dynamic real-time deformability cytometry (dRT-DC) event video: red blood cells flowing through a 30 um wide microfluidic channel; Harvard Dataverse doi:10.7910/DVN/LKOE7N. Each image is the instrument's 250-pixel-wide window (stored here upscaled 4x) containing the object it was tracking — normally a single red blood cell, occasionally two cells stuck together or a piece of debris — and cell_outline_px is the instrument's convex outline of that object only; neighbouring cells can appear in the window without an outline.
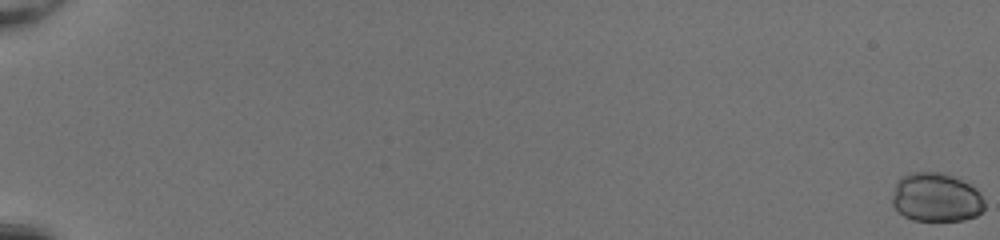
{"species": "common noctule bat (a hibernating species)", "species_latin": "Nyctalus noctula", "temperature_condition": "room temperature", "stored_images_in_passage": 54, "camera_frame_rate_fps": 3000, "um_per_image_px": 0.085, "animal": {"sex": "female", "body_mass_g": 20.0, "forearm_length_mm": 54.0}, "frame": {"image": 1, "passage_image": 1, "time_ms": 0.0, "image_size_px": [1000, 240], "cell_outline_px": [[984, 208], [976, 216], [964, 220], [912, 220], [904, 216], [892, 204], [892, 196], [896, 180], [900, 176], [912, 172], [940, 172], [952, 176], [976, 188], [980, 192], [984, 200]], "centroid_in_image_um": [79.55, 16.77], "position_along_channel_um": 5.4, "area_um2": 26.36}}
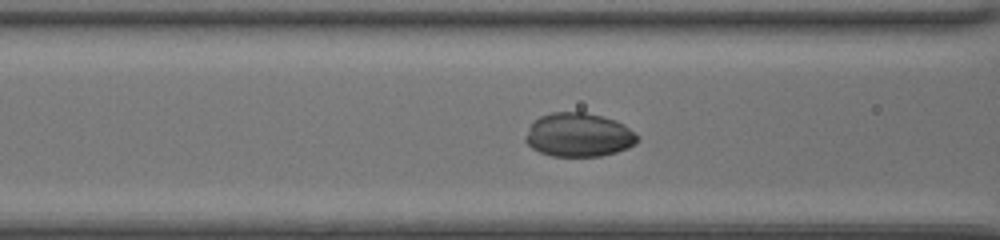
{"frame": {"image": 2, "passage_image": 26, "time_ms": 8.333, "image_size_px": [1000, 240], "cell_outline_px": [[640, 140], [636, 144], [628, 148], [616, 152], [600, 156], [552, 156], [540, 152], [532, 148], [524, 140], [524, 136], [532, 120], [540, 116], [552, 112], [584, 112], [616, 120], [624, 124], [640, 136]], "centroid_in_image_um": [49.19, 11.46], "position_along_channel_um": 117.4, "area_um2": 28.9}}
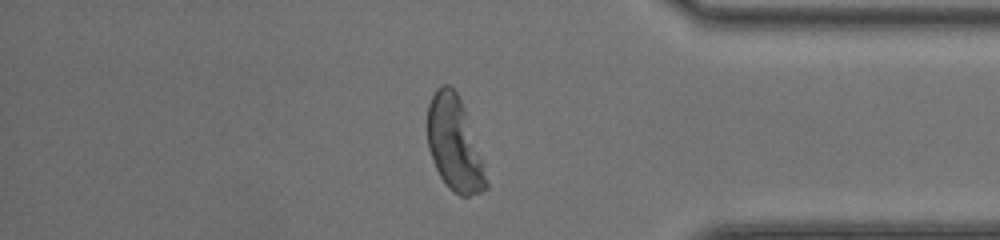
{"frame": {"image": 3, "passage_image": 47, "time_ms": 15.333, "image_size_px": [1000, 240], "cell_outline_px": [[488, 188], [480, 192], [468, 196], [460, 196], [452, 192], [448, 188], [440, 176], [432, 160], [428, 148], [428, 104], [436, 88], [440, 84], [448, 84], [456, 92], [464, 108], [484, 164], [488, 184]], "centroid_in_image_um": [38.62, 12.26], "position_along_channel_um": 396.6, "area_um2": 32.08}, "authors_computed_cell_mechanics": {"area_um2": 28.033, "velocity_mm_per_s": 4.1969, "shape_relaxation_time_tau1_ms": 2.2707, "shape_relaxation_time_tau2_ms": null, "deformation_change_tau1": 0.0409, "deformation_change_tau2": null}}